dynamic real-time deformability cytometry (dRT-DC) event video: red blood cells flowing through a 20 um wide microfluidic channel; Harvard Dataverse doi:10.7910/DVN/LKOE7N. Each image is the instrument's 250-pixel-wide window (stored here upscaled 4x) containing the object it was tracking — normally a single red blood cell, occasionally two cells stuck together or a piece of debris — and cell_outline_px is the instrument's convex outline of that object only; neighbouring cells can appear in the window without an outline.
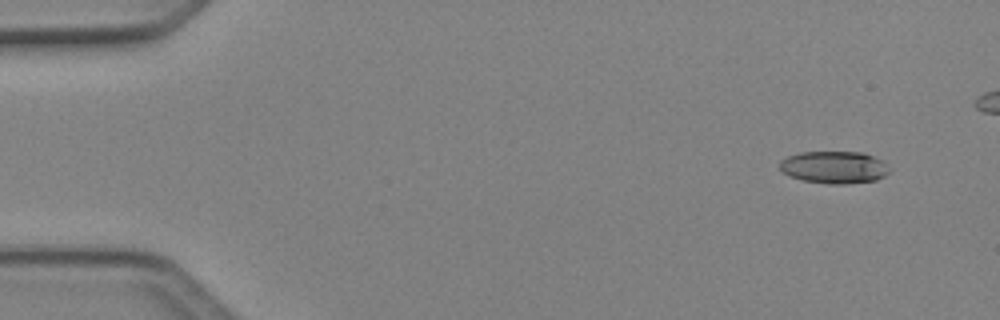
{"species": "Egyptian fruit bat (a non-hibernating species)", "species_latin": "Rousettus aegyptiacus", "temperature_condition": "cold", "stored_images_in_passage": 4, "camera_frame_rate_fps": 3000, "um_per_image_px": 0.085, "animal": {"sex": "female"}, "frame": {"image": 1, "passage_image": 1, "time_ms": 0.0, "image_size_px": [1000, 320], "cell_outline_px": [[888, 172], [884, 176], [876, 180], [848, 184], [828, 184], [804, 180], [792, 176], [784, 172], [780, 168], [780, 160], [788, 156], [800, 152], [864, 152], [880, 160]], "centroid_in_image_um": [70.87, 14.22], "position_along_channel_um": 14.1, "area_um2": 20.29}}